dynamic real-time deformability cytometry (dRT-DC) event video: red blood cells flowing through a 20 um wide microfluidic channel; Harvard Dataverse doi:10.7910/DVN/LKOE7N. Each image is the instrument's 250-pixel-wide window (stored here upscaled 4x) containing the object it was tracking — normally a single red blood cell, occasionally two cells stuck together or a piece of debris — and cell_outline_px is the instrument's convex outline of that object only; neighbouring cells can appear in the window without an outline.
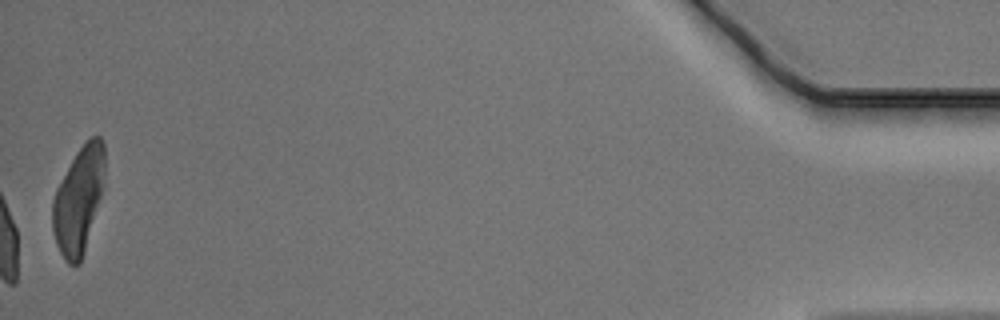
{"species": "Egyptian fruit bat (a non-hibernating species)", "species_latin": "Rousettus aegyptiacus", "temperature_condition": "warm", "stored_images_in_passage": 35, "camera_frame_rate_fps": 3000, "um_per_image_px": 0.085, "animal": {"sex": "male"}, "frame": {"image": 1, "passage_image": 35, "time_ms": 11.333, "image_size_px": [1000, 320], "cell_outline_px": [[104, 172], [100, 196], [84, 252], [80, 264], [68, 264], [60, 252], [56, 244], [52, 228], [52, 200], [56, 188], [76, 152], [92, 136], [100, 136], [104, 140]], "centroid_in_image_um": [6.65, 17.0], "position_along_channel_um": 428.5, "area_um2": 31.79}}